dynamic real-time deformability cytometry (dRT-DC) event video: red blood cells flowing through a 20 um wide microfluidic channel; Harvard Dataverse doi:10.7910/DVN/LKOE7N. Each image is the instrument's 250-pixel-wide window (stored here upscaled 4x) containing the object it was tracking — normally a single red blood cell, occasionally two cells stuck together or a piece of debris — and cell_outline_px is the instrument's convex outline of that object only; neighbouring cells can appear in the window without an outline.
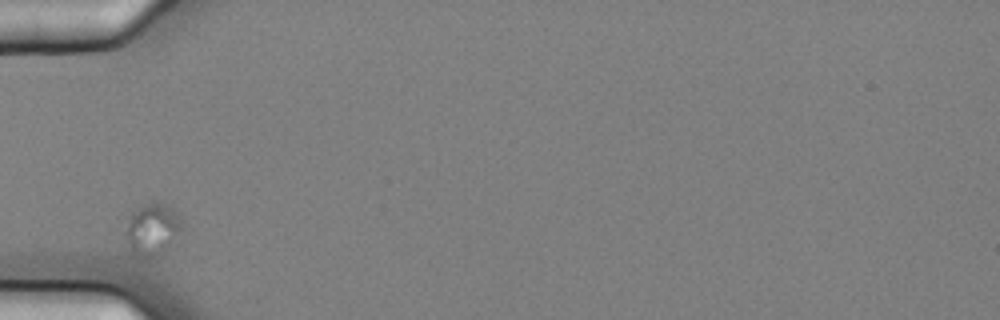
{"species": "common noctule bat (a hibernating species)", "species_latin": "Nyctalus noctula", "temperature_condition": "cold", "stored_images_in_passage": 9, "camera_frame_rate_fps": 3000, "um_per_image_px": 0.085, "animal": {"sex": "female", "body_mass_g": 25.1}, "frame": {"image": 1, "passage_image": 1, "time_ms": 0.0, "image_size_px": [1000, 320], "cell_outline_px": [[184, 228], [176, 244], [160, 260], [140, 260], [132, 256], [128, 252], [124, 232], [132, 212], [140, 204], [152, 200], [156, 200], [168, 204], [180, 212], [184, 220]], "centroid_in_image_um": [13.02, 19.58], "position_along_channel_um": 72.0, "area_um2": 19.65}}
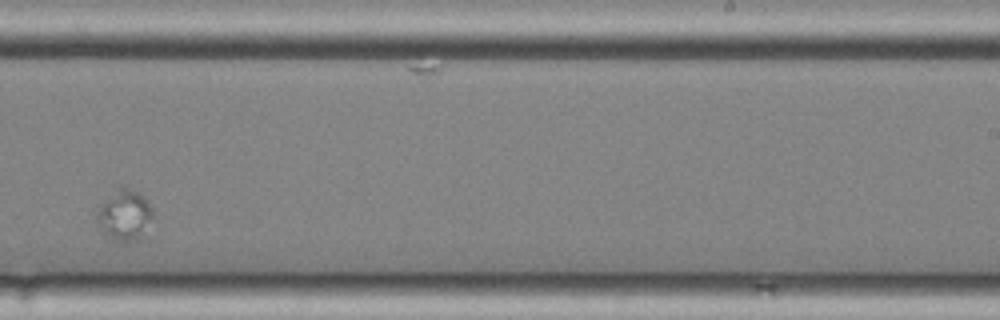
{"frame": {"image": 2, "passage_image": 6, "time_ms": 1.667, "image_size_px": [1000, 320], "cell_outline_px": [[156, 220], [140, 240], [112, 240], [104, 236], [100, 232], [96, 224], [96, 212], [100, 204], [120, 184], [132, 188], [140, 192], [152, 208]], "centroid_in_image_um": [10.6, 18.28], "position_along_channel_um": 278.4, "area_um2": 17.57}}
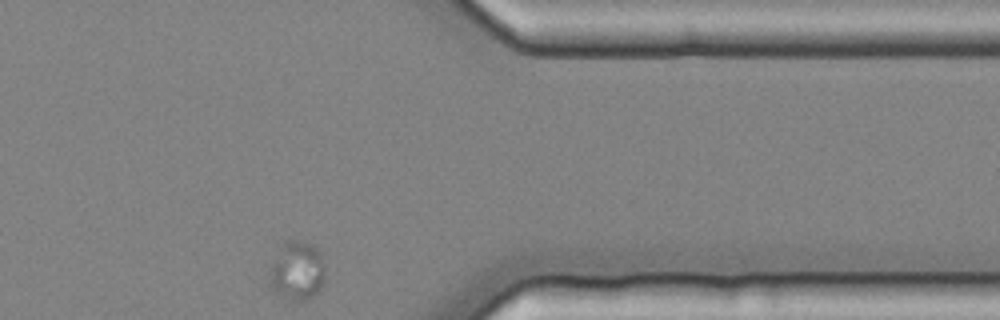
{"frame": {"image": 3, "passage_image": 9, "time_ms": 2.667, "image_size_px": [1000, 320], "cell_outline_px": [[324, 284], [312, 296], [304, 300], [288, 300], [276, 296], [268, 284], [268, 272], [284, 240], [296, 240], [316, 244], [324, 252]], "centroid_in_image_um": [25.25, 23.0], "position_along_channel_um": 386.1, "area_um2": 19.94}}